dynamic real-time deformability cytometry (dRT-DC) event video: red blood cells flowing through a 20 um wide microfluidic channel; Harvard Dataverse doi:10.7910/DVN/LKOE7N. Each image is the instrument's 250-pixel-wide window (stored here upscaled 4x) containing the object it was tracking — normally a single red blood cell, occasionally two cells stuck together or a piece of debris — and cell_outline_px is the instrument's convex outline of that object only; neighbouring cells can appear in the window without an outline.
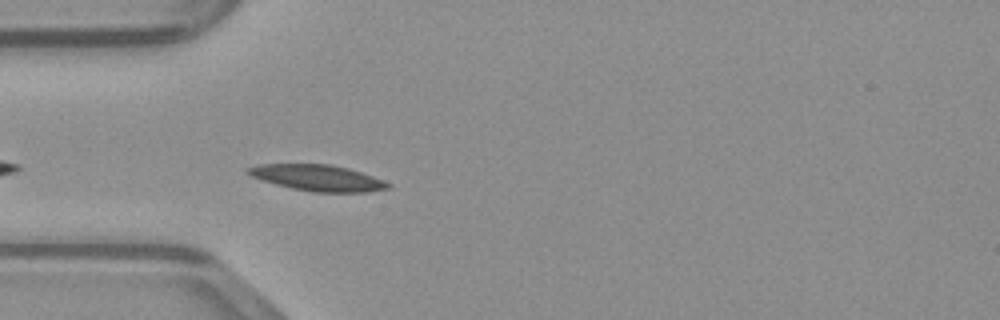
{"species": "common noctule bat (a hibernating species)", "species_latin": "Nyctalus noctula", "temperature_condition": "warm", "stored_images_in_passage": 27, "camera_frame_rate_fps": 3000, "um_per_image_px": 0.085, "animal": {"sex": "male", "body_mass_g": 23.1, "forearm_length_mm": 52.7}, "frame": {"image": 1, "passage_image": 3, "time_ms": 0.667, "image_size_px": [1000, 320], "cell_outline_px": [[392, 188], [368, 192], [312, 192], [292, 188], [276, 184], [252, 176], [244, 172], [244, 168], [260, 164], [332, 164], [348, 168], [384, 180], [392, 184]], "centroid_in_image_um": [27.02, 15.11], "position_along_channel_um": 58.0, "area_um2": 21.39}}
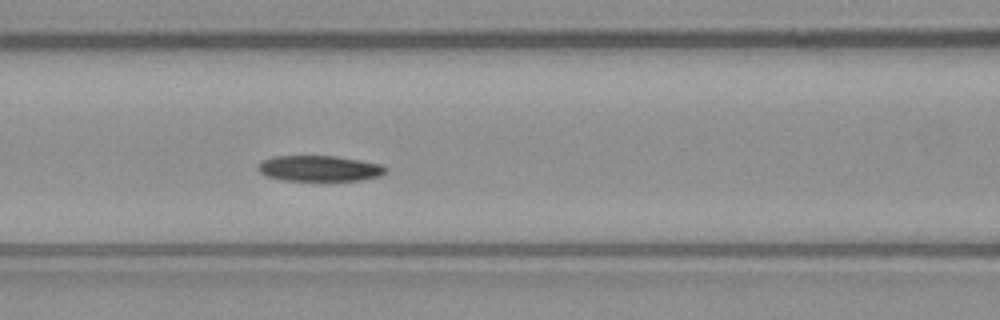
{"frame": {"image": 2, "passage_image": 9, "time_ms": 2.667, "image_size_px": [1000, 320], "cell_outline_px": [[388, 172], [380, 176], [360, 180], [284, 180], [268, 176], [260, 172], [256, 168], [256, 164], [272, 156], [336, 156], [360, 160], [380, 164], [388, 168]], "centroid_in_image_um": [27.16, 14.31], "position_along_channel_um": 139.4, "area_um2": 19.13}}
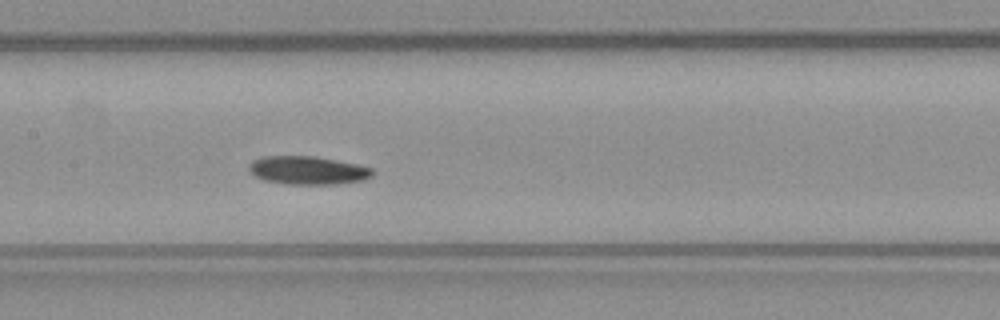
{"frame": {"image": 3, "passage_image": 12, "time_ms": 3.667, "image_size_px": [1000, 320], "cell_outline_px": [[376, 172], [372, 176], [364, 180], [336, 184], [288, 184], [264, 180], [248, 172], [248, 164], [252, 160], [264, 156], [316, 156], [356, 164], [372, 168]], "centroid_in_image_um": [26.15, 14.47], "position_along_channel_um": 181.2, "area_um2": 20.52}}